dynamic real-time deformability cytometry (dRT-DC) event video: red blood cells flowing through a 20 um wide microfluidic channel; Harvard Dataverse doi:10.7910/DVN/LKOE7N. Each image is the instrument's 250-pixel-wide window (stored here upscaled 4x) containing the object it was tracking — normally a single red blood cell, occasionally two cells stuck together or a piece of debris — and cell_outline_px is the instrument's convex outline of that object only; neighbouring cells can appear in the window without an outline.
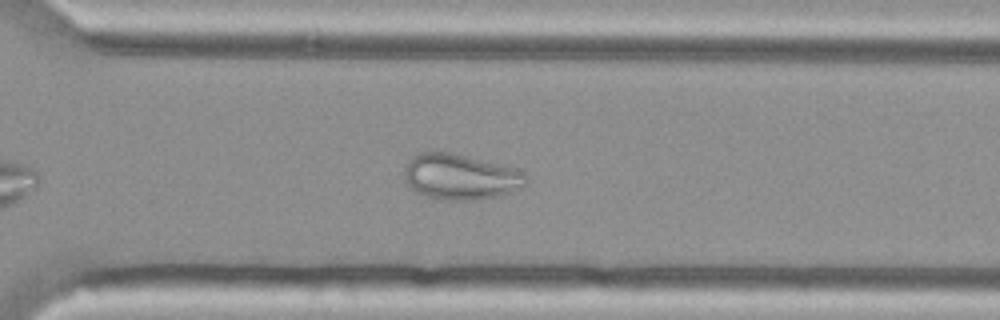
{"species": "Egyptian fruit bat (a non-hibernating species)", "species_latin": "Rousettus aegyptiacus", "temperature_condition": "cold", "stored_images_in_passage": 39, "camera_frame_rate_fps": 3000, "um_per_image_px": 0.085, "animal": {"sex": "female"}, "frame": {"image": 1, "passage_image": 23, "time_ms": 7.333, "image_size_px": [1000, 320], "cell_outline_px": [[528, 180], [524, 184], [508, 192], [496, 196], [472, 200], [448, 200], [428, 196], [416, 192], [404, 180], [404, 168], [408, 160], [412, 156], [420, 152], [448, 152], [504, 164], [516, 168], [524, 172]], "centroid_in_image_um": [39.11, 15.0], "position_along_channel_um": 331.5, "area_um2": 32.19}}